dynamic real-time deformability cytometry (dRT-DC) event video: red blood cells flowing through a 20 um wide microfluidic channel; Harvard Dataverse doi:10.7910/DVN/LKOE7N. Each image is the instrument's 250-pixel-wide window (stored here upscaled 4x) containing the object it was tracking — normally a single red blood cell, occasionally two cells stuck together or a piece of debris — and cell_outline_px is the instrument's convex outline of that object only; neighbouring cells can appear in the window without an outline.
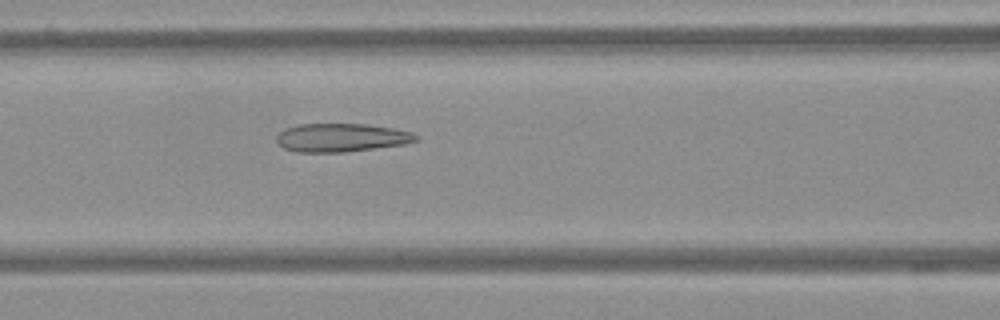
{"species": "Egyptian fruit bat (a non-hibernating species)", "species_latin": "Rousettus aegyptiacus", "temperature_condition": "warm", "stored_images_in_passage": 59, "camera_frame_rate_fps": 3000, "um_per_image_px": 0.085, "frame": {"image": 1, "passage_image": 26, "time_ms": 8.333, "image_size_px": [1000, 320], "cell_outline_px": [[420, 140], [404, 144], [344, 152], [296, 152], [284, 148], [276, 140], [276, 136], [284, 128], [300, 124], [368, 124], [392, 128], [412, 132], [420, 136]], "centroid_in_image_um": [29.03, 11.69], "position_along_channel_um": 137.6, "area_um2": 23.12}}
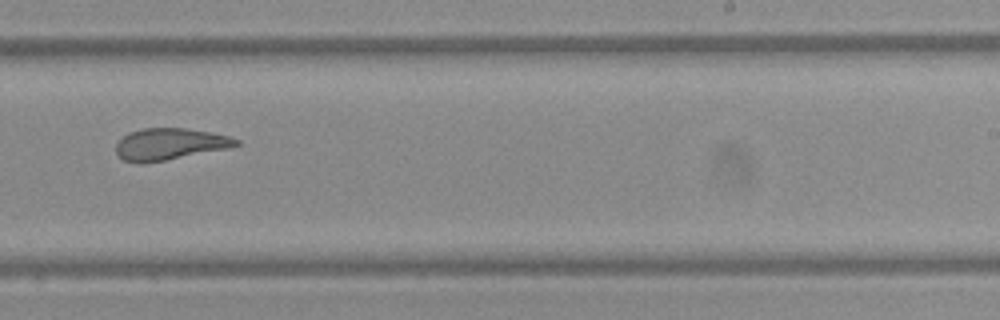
{"frame": {"image": 2, "passage_image": 38, "time_ms": 12.333, "image_size_px": [1000, 320], "cell_outline_px": [[240, 144], [228, 148], [164, 160], [124, 160], [116, 152], [116, 144], [128, 132], [140, 128], [188, 128], [228, 136], [240, 140]], "centroid_in_image_um": [14.46, 12.2], "position_along_channel_um": 274.5, "area_um2": 21.39}}
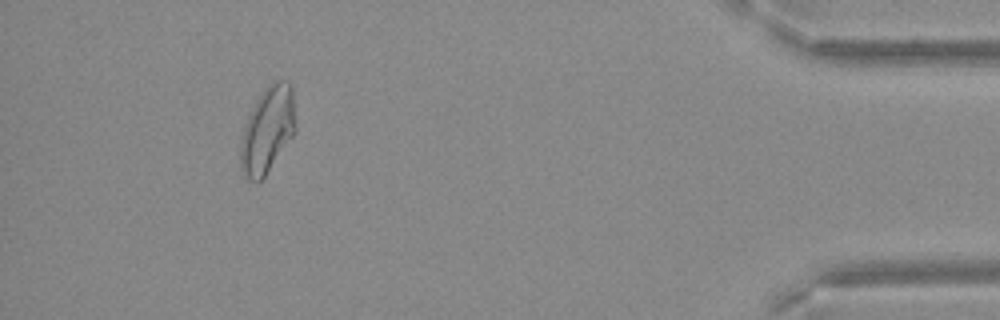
{"frame": {"image": 3, "passage_image": 55, "time_ms": 18.0, "image_size_px": [1000, 320], "cell_outline_px": [[296, 132], [264, 176], [260, 180], [248, 180], [244, 176], [240, 168], [240, 140], [248, 116], [256, 100], [264, 88], [272, 80], [288, 80], [292, 88], [296, 128]], "centroid_in_image_um": [22.74, 11.01], "position_along_channel_um": 412.5, "area_um2": 27.74}}